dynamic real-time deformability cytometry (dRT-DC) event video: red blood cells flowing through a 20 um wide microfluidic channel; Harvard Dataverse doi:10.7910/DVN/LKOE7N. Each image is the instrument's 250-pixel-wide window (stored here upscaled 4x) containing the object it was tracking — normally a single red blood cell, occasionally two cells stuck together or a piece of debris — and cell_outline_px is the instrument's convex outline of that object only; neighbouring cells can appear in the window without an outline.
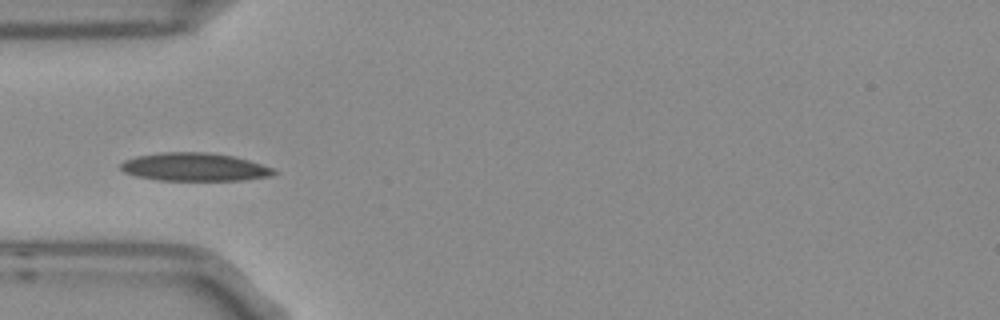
{"species": "Egyptian fruit bat (a non-hibernating species)", "species_latin": "Rousettus aegyptiacus", "temperature_condition": "room temperature", "stored_images_in_passage": 7, "camera_frame_rate_fps": 3000, "um_per_image_px": 0.085, "frame": {"image": 1, "passage_image": 5, "time_ms": 1.333, "image_size_px": [1000, 320], "cell_outline_px": [[280, 172], [272, 176], [244, 180], [160, 180], [136, 176], [124, 172], [120, 168], [120, 164], [124, 160], [136, 156], [160, 152], [204, 152], [232, 156], [248, 160], [272, 168]], "centroid_in_image_um": [16.53, 14.2], "position_along_channel_um": 68.5, "area_um2": 25.09}}
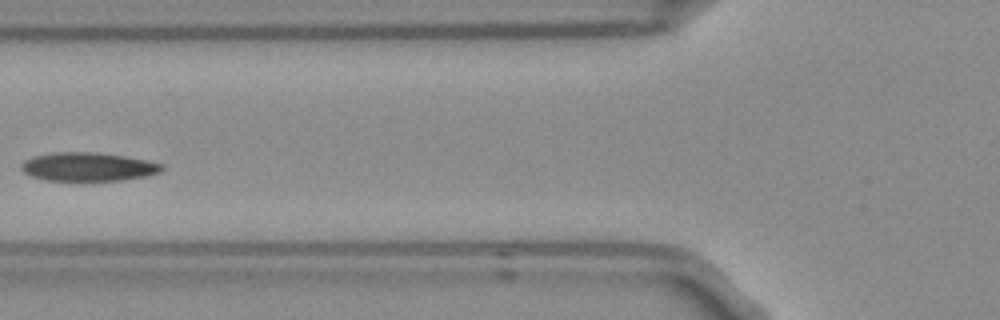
{"frame": {"image": 2, "passage_image": 6, "time_ms": 1.667, "image_size_px": [1000, 320], "cell_outline_px": [[164, 168], [160, 172], [144, 176], [120, 180], [48, 180], [32, 176], [24, 172], [20, 168], [20, 164], [24, 160], [32, 156], [56, 152], [92, 152], [124, 156], [148, 160], [164, 164]], "centroid_in_image_um": [7.48, 14.16], "position_along_channel_um": 118.3, "area_um2": 23.29}}